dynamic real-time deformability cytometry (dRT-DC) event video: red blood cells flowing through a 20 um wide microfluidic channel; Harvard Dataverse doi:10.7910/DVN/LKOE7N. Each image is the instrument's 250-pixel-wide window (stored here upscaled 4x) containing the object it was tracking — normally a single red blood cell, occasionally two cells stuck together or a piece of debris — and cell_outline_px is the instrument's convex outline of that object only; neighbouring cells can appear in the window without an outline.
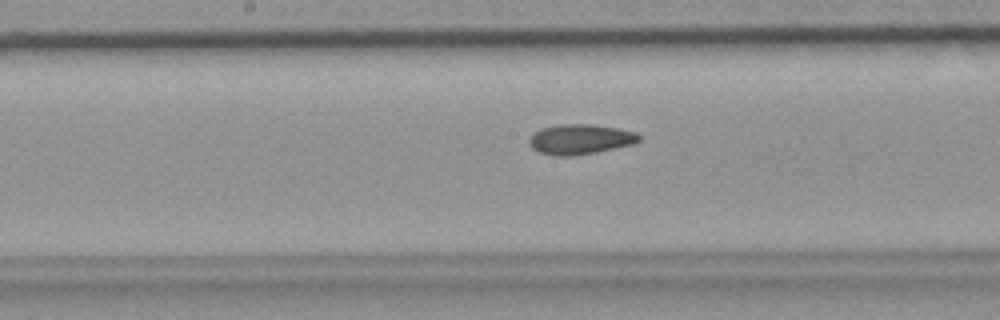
{"species": "common noctule bat (a hibernating species)", "species_latin": "Nyctalus noctula", "temperature_condition": "room temperature", "stored_images_in_passage": 34, "camera_frame_rate_fps": 3000, "um_per_image_px": 0.085, "animal": {"sex": "female", "body_mass_g": 19.9}, "frame": {"image": 1, "passage_image": 19, "time_ms": 6.0, "image_size_px": [1000, 320], "cell_outline_px": [[640, 140], [632, 144], [596, 152], [572, 156], [556, 156], [536, 152], [528, 144], [528, 140], [532, 132], [540, 128], [564, 124], [588, 124], [616, 128], [636, 132], [640, 136]], "centroid_in_image_um": [49.24, 11.84], "position_along_channel_um": 199.0, "area_um2": 19.31}}
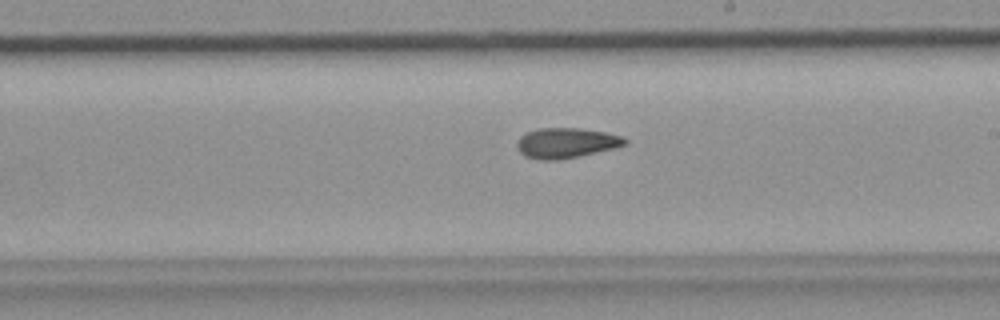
{"frame": {"image": 2, "passage_image": 22, "time_ms": 7.0, "image_size_px": [1000, 320], "cell_outline_px": [[628, 144], [580, 156], [556, 160], [540, 160], [524, 156], [516, 148], [516, 144], [520, 136], [528, 132], [540, 128], [580, 128], [604, 132], [624, 136], [628, 140]], "centroid_in_image_um": [48.12, 12.15], "position_along_channel_um": 240.9, "area_um2": 19.02}}
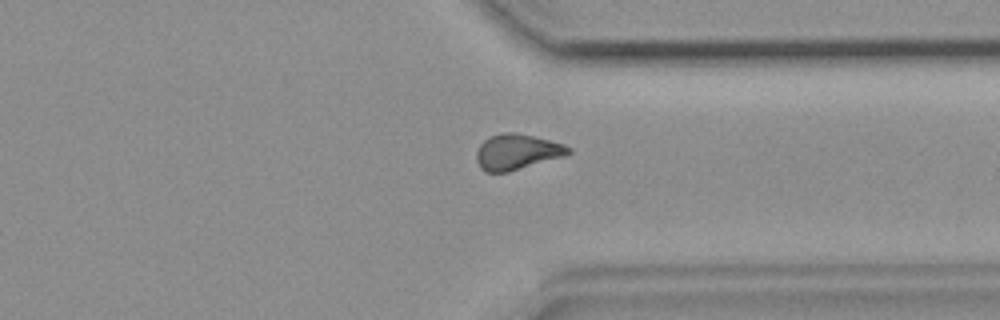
{"frame": {"image": 3, "passage_image": 31, "time_ms": 10.0, "image_size_px": [1000, 320], "cell_outline_px": [[572, 152], [564, 156], [508, 172], [484, 172], [480, 168], [476, 160], [476, 152], [480, 144], [488, 136], [504, 132], [512, 132], [532, 136], [564, 144], [572, 148]], "centroid_in_image_um": [43.92, 12.91], "position_along_channel_um": 367.5, "area_um2": 19.07}}